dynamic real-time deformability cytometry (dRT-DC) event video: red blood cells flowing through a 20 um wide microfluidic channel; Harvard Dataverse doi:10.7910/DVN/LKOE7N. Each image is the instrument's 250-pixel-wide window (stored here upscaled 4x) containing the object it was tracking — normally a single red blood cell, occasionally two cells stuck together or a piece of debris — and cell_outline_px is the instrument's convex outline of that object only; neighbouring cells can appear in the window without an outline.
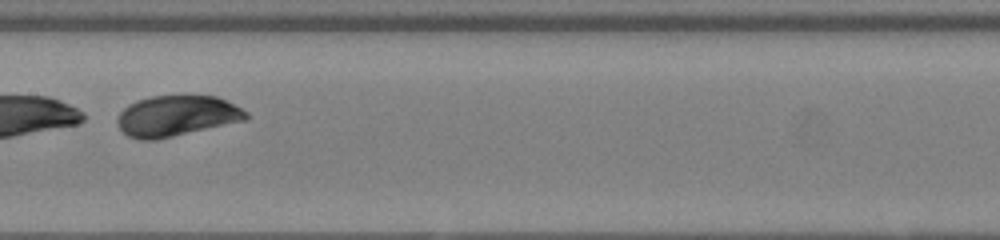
{"species": "human", "species_latin": "Homo sapiens", "temperature_condition": "warm", "stored_images_in_passage": 25, "segment_of_instrument_passage": [2, 2], "camera_frame_rate_fps": 3000, "um_per_image_px": 0.085, "donor": {"sex": "female"}, "frame": {"image": 1, "passage_image": 21, "time_ms": 6.667, "image_size_px": [1000, 240], "cell_outline_px": [[248, 120], [156, 140], [140, 140], [128, 136], [120, 128], [116, 120], [120, 112], [128, 104], [136, 100], [152, 96], [216, 96], [248, 112]], "centroid_in_image_um": [15.0, 9.86], "position_along_channel_um": 192.4, "area_um2": 30.52}}